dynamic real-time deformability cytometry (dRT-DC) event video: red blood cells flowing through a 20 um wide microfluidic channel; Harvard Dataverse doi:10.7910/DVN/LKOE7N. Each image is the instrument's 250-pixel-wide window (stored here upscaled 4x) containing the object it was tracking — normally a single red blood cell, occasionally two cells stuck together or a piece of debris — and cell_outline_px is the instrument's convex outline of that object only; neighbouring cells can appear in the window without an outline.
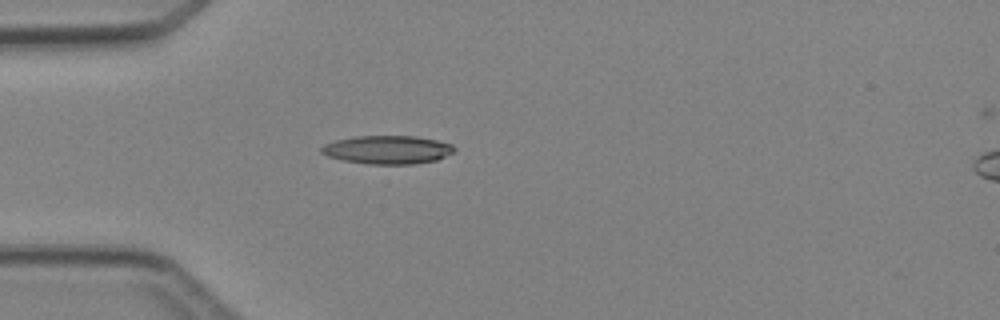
{"species": "Egyptian fruit bat (a non-hibernating species)", "species_latin": "Rousettus aegyptiacus", "temperature_condition": "cold", "stored_images_in_passage": 6, "camera_frame_rate_fps": 3000, "um_per_image_px": 0.085, "animal": {"sex": "female"}, "frame": {"image": 1, "passage_image": 5, "time_ms": 4.667, "image_size_px": [1000, 320], "cell_outline_px": [[456, 148], [452, 152], [436, 160], [412, 164], [368, 164], [344, 160], [328, 156], [320, 152], [320, 148], [324, 144], [336, 140], [356, 136], [416, 136], [436, 140], [452, 144]], "centroid_in_image_um": [32.92, 12.72], "position_along_channel_um": 52.1, "area_um2": 21.85}}